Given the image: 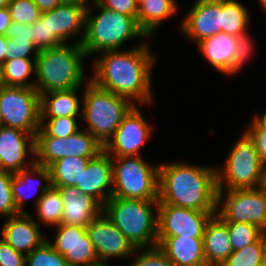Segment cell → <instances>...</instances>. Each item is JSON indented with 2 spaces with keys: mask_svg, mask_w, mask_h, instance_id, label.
<instances>
[{
  "mask_svg": "<svg viewBox=\"0 0 266 266\" xmlns=\"http://www.w3.org/2000/svg\"><path fill=\"white\" fill-rule=\"evenodd\" d=\"M216 169L217 207L219 208L224 194V183L227 190L260 188L265 182V167L261 164L253 140L246 132L233 146L225 165ZM225 181V182H224ZM220 203V204H219Z\"/></svg>",
  "mask_w": 266,
  "mask_h": 266,
  "instance_id": "7",
  "label": "cell"
},
{
  "mask_svg": "<svg viewBox=\"0 0 266 266\" xmlns=\"http://www.w3.org/2000/svg\"><path fill=\"white\" fill-rule=\"evenodd\" d=\"M85 50L79 42L40 50L36 57L35 88L40 95L80 88L84 81Z\"/></svg>",
  "mask_w": 266,
  "mask_h": 266,
  "instance_id": "3",
  "label": "cell"
},
{
  "mask_svg": "<svg viewBox=\"0 0 266 266\" xmlns=\"http://www.w3.org/2000/svg\"><path fill=\"white\" fill-rule=\"evenodd\" d=\"M0 266H26V255L16 251L3 238H1Z\"/></svg>",
  "mask_w": 266,
  "mask_h": 266,
  "instance_id": "41",
  "label": "cell"
},
{
  "mask_svg": "<svg viewBox=\"0 0 266 266\" xmlns=\"http://www.w3.org/2000/svg\"><path fill=\"white\" fill-rule=\"evenodd\" d=\"M181 27L197 43L221 32V0H197Z\"/></svg>",
  "mask_w": 266,
  "mask_h": 266,
  "instance_id": "19",
  "label": "cell"
},
{
  "mask_svg": "<svg viewBox=\"0 0 266 266\" xmlns=\"http://www.w3.org/2000/svg\"><path fill=\"white\" fill-rule=\"evenodd\" d=\"M36 70V62L29 58L6 60L2 65L4 86L35 87V82H28L29 76Z\"/></svg>",
  "mask_w": 266,
  "mask_h": 266,
  "instance_id": "30",
  "label": "cell"
},
{
  "mask_svg": "<svg viewBox=\"0 0 266 266\" xmlns=\"http://www.w3.org/2000/svg\"><path fill=\"white\" fill-rule=\"evenodd\" d=\"M87 0H60L61 3H64V4H77V5H83V6H86L87 8L90 6V5H86L85 2Z\"/></svg>",
  "mask_w": 266,
  "mask_h": 266,
  "instance_id": "49",
  "label": "cell"
},
{
  "mask_svg": "<svg viewBox=\"0 0 266 266\" xmlns=\"http://www.w3.org/2000/svg\"><path fill=\"white\" fill-rule=\"evenodd\" d=\"M249 12L236 0H221V32L238 37H249Z\"/></svg>",
  "mask_w": 266,
  "mask_h": 266,
  "instance_id": "29",
  "label": "cell"
},
{
  "mask_svg": "<svg viewBox=\"0 0 266 266\" xmlns=\"http://www.w3.org/2000/svg\"><path fill=\"white\" fill-rule=\"evenodd\" d=\"M41 12L52 10L61 4L60 0H32Z\"/></svg>",
  "mask_w": 266,
  "mask_h": 266,
  "instance_id": "46",
  "label": "cell"
},
{
  "mask_svg": "<svg viewBox=\"0 0 266 266\" xmlns=\"http://www.w3.org/2000/svg\"><path fill=\"white\" fill-rule=\"evenodd\" d=\"M266 264V233L255 243L232 252L220 266H262Z\"/></svg>",
  "mask_w": 266,
  "mask_h": 266,
  "instance_id": "32",
  "label": "cell"
},
{
  "mask_svg": "<svg viewBox=\"0 0 266 266\" xmlns=\"http://www.w3.org/2000/svg\"><path fill=\"white\" fill-rule=\"evenodd\" d=\"M111 197L158 200L159 166H151L141 156L113 157Z\"/></svg>",
  "mask_w": 266,
  "mask_h": 266,
  "instance_id": "8",
  "label": "cell"
},
{
  "mask_svg": "<svg viewBox=\"0 0 266 266\" xmlns=\"http://www.w3.org/2000/svg\"><path fill=\"white\" fill-rule=\"evenodd\" d=\"M93 3L101 12L91 16V7L87 8L85 36L81 44L86 56L100 51L118 50L133 37H148L134 17L105 8L96 0Z\"/></svg>",
  "mask_w": 266,
  "mask_h": 266,
  "instance_id": "5",
  "label": "cell"
},
{
  "mask_svg": "<svg viewBox=\"0 0 266 266\" xmlns=\"http://www.w3.org/2000/svg\"><path fill=\"white\" fill-rule=\"evenodd\" d=\"M157 246L174 266H207L203 238L157 237Z\"/></svg>",
  "mask_w": 266,
  "mask_h": 266,
  "instance_id": "23",
  "label": "cell"
},
{
  "mask_svg": "<svg viewBox=\"0 0 266 266\" xmlns=\"http://www.w3.org/2000/svg\"><path fill=\"white\" fill-rule=\"evenodd\" d=\"M10 0H0V9L8 7Z\"/></svg>",
  "mask_w": 266,
  "mask_h": 266,
  "instance_id": "50",
  "label": "cell"
},
{
  "mask_svg": "<svg viewBox=\"0 0 266 266\" xmlns=\"http://www.w3.org/2000/svg\"><path fill=\"white\" fill-rule=\"evenodd\" d=\"M48 120L46 124L41 123L40 128L49 136L64 138L79 131L76 117H58L49 118Z\"/></svg>",
  "mask_w": 266,
  "mask_h": 266,
  "instance_id": "36",
  "label": "cell"
},
{
  "mask_svg": "<svg viewBox=\"0 0 266 266\" xmlns=\"http://www.w3.org/2000/svg\"><path fill=\"white\" fill-rule=\"evenodd\" d=\"M228 231L233 252L257 242L265 234L258 226L248 223H228Z\"/></svg>",
  "mask_w": 266,
  "mask_h": 266,
  "instance_id": "33",
  "label": "cell"
},
{
  "mask_svg": "<svg viewBox=\"0 0 266 266\" xmlns=\"http://www.w3.org/2000/svg\"><path fill=\"white\" fill-rule=\"evenodd\" d=\"M52 91L40 95V121L58 117H76L79 115L80 101L77 97V90ZM50 97V98H49Z\"/></svg>",
  "mask_w": 266,
  "mask_h": 266,
  "instance_id": "25",
  "label": "cell"
},
{
  "mask_svg": "<svg viewBox=\"0 0 266 266\" xmlns=\"http://www.w3.org/2000/svg\"><path fill=\"white\" fill-rule=\"evenodd\" d=\"M38 227L28 212L19 213L4 222L2 238L16 251L28 255L47 241Z\"/></svg>",
  "mask_w": 266,
  "mask_h": 266,
  "instance_id": "22",
  "label": "cell"
},
{
  "mask_svg": "<svg viewBox=\"0 0 266 266\" xmlns=\"http://www.w3.org/2000/svg\"><path fill=\"white\" fill-rule=\"evenodd\" d=\"M0 109L3 126L31 135H36L40 129V94L35 87L2 86Z\"/></svg>",
  "mask_w": 266,
  "mask_h": 266,
  "instance_id": "9",
  "label": "cell"
},
{
  "mask_svg": "<svg viewBox=\"0 0 266 266\" xmlns=\"http://www.w3.org/2000/svg\"><path fill=\"white\" fill-rule=\"evenodd\" d=\"M78 156H69L56 160L49 166L52 186H77L89 160Z\"/></svg>",
  "mask_w": 266,
  "mask_h": 266,
  "instance_id": "28",
  "label": "cell"
},
{
  "mask_svg": "<svg viewBox=\"0 0 266 266\" xmlns=\"http://www.w3.org/2000/svg\"><path fill=\"white\" fill-rule=\"evenodd\" d=\"M8 8L12 21L24 25L34 24L42 13L32 0H10Z\"/></svg>",
  "mask_w": 266,
  "mask_h": 266,
  "instance_id": "35",
  "label": "cell"
},
{
  "mask_svg": "<svg viewBox=\"0 0 266 266\" xmlns=\"http://www.w3.org/2000/svg\"><path fill=\"white\" fill-rule=\"evenodd\" d=\"M203 247L207 266H220L233 252L228 222L217 214L212 215L205 226Z\"/></svg>",
  "mask_w": 266,
  "mask_h": 266,
  "instance_id": "24",
  "label": "cell"
},
{
  "mask_svg": "<svg viewBox=\"0 0 266 266\" xmlns=\"http://www.w3.org/2000/svg\"><path fill=\"white\" fill-rule=\"evenodd\" d=\"M157 210V237L203 238L208 220L217 213L192 210L162 202H159Z\"/></svg>",
  "mask_w": 266,
  "mask_h": 266,
  "instance_id": "13",
  "label": "cell"
},
{
  "mask_svg": "<svg viewBox=\"0 0 266 266\" xmlns=\"http://www.w3.org/2000/svg\"><path fill=\"white\" fill-rule=\"evenodd\" d=\"M253 120L260 128L266 130V112L262 116L254 117Z\"/></svg>",
  "mask_w": 266,
  "mask_h": 266,
  "instance_id": "48",
  "label": "cell"
},
{
  "mask_svg": "<svg viewBox=\"0 0 266 266\" xmlns=\"http://www.w3.org/2000/svg\"><path fill=\"white\" fill-rule=\"evenodd\" d=\"M217 191L216 169L184 162L159 165L158 202L216 212Z\"/></svg>",
  "mask_w": 266,
  "mask_h": 266,
  "instance_id": "2",
  "label": "cell"
},
{
  "mask_svg": "<svg viewBox=\"0 0 266 266\" xmlns=\"http://www.w3.org/2000/svg\"><path fill=\"white\" fill-rule=\"evenodd\" d=\"M84 92L82 112L88 124L87 131L104 146L135 104L98 87L90 79Z\"/></svg>",
  "mask_w": 266,
  "mask_h": 266,
  "instance_id": "6",
  "label": "cell"
},
{
  "mask_svg": "<svg viewBox=\"0 0 266 266\" xmlns=\"http://www.w3.org/2000/svg\"><path fill=\"white\" fill-rule=\"evenodd\" d=\"M8 38L6 35H0V66L8 59Z\"/></svg>",
  "mask_w": 266,
  "mask_h": 266,
  "instance_id": "47",
  "label": "cell"
},
{
  "mask_svg": "<svg viewBox=\"0 0 266 266\" xmlns=\"http://www.w3.org/2000/svg\"><path fill=\"white\" fill-rule=\"evenodd\" d=\"M32 42L39 51L63 45L55 35H49L48 20L42 17L32 24Z\"/></svg>",
  "mask_w": 266,
  "mask_h": 266,
  "instance_id": "38",
  "label": "cell"
},
{
  "mask_svg": "<svg viewBox=\"0 0 266 266\" xmlns=\"http://www.w3.org/2000/svg\"><path fill=\"white\" fill-rule=\"evenodd\" d=\"M57 138L47 135L41 128L35 135L36 164L49 167L58 159L69 156L93 158L103 150L102 144L88 131Z\"/></svg>",
  "mask_w": 266,
  "mask_h": 266,
  "instance_id": "10",
  "label": "cell"
},
{
  "mask_svg": "<svg viewBox=\"0 0 266 266\" xmlns=\"http://www.w3.org/2000/svg\"><path fill=\"white\" fill-rule=\"evenodd\" d=\"M31 173H35L36 175H38V181L36 179V183L35 180H33L34 182L31 183L32 177ZM41 176V177H40ZM46 180L48 183L45 184V186H41L42 183V179ZM39 191V189L41 188V194H43L45 191H47L51 186V172L49 167H44L42 165L33 163L29 169H23L18 171L17 173L13 174V178H12V184H11V191L13 194V198H14V203L16 205V209L19 213H26V211H24L23 209V205H24V200L29 197L28 193H30V191L34 190ZM26 188L28 192H26V194H24V190L26 191ZM34 192V191H33ZM32 194V193H30ZM33 195V194H32Z\"/></svg>",
  "mask_w": 266,
  "mask_h": 266,
  "instance_id": "26",
  "label": "cell"
},
{
  "mask_svg": "<svg viewBox=\"0 0 266 266\" xmlns=\"http://www.w3.org/2000/svg\"><path fill=\"white\" fill-rule=\"evenodd\" d=\"M101 6L137 20L138 0H96Z\"/></svg>",
  "mask_w": 266,
  "mask_h": 266,
  "instance_id": "42",
  "label": "cell"
},
{
  "mask_svg": "<svg viewBox=\"0 0 266 266\" xmlns=\"http://www.w3.org/2000/svg\"><path fill=\"white\" fill-rule=\"evenodd\" d=\"M253 140L256 151L258 152L261 164L266 168V130L260 128L254 121L250 128L245 131Z\"/></svg>",
  "mask_w": 266,
  "mask_h": 266,
  "instance_id": "43",
  "label": "cell"
},
{
  "mask_svg": "<svg viewBox=\"0 0 266 266\" xmlns=\"http://www.w3.org/2000/svg\"><path fill=\"white\" fill-rule=\"evenodd\" d=\"M8 59L11 60L14 58H29V54L34 52V59L38 55L39 50L35 47L33 42H28V40H12V38H8Z\"/></svg>",
  "mask_w": 266,
  "mask_h": 266,
  "instance_id": "40",
  "label": "cell"
},
{
  "mask_svg": "<svg viewBox=\"0 0 266 266\" xmlns=\"http://www.w3.org/2000/svg\"><path fill=\"white\" fill-rule=\"evenodd\" d=\"M6 37L12 38V40H28V42H32V24L24 25L12 21L6 33Z\"/></svg>",
  "mask_w": 266,
  "mask_h": 266,
  "instance_id": "44",
  "label": "cell"
},
{
  "mask_svg": "<svg viewBox=\"0 0 266 266\" xmlns=\"http://www.w3.org/2000/svg\"><path fill=\"white\" fill-rule=\"evenodd\" d=\"M264 186L266 187V168H265V182H264Z\"/></svg>",
  "mask_w": 266,
  "mask_h": 266,
  "instance_id": "55",
  "label": "cell"
},
{
  "mask_svg": "<svg viewBox=\"0 0 266 266\" xmlns=\"http://www.w3.org/2000/svg\"><path fill=\"white\" fill-rule=\"evenodd\" d=\"M26 266H69L66 259L58 253L50 241H45L40 247L26 255Z\"/></svg>",
  "mask_w": 266,
  "mask_h": 266,
  "instance_id": "34",
  "label": "cell"
},
{
  "mask_svg": "<svg viewBox=\"0 0 266 266\" xmlns=\"http://www.w3.org/2000/svg\"><path fill=\"white\" fill-rule=\"evenodd\" d=\"M130 266H174L160 248H149L136 258Z\"/></svg>",
  "mask_w": 266,
  "mask_h": 266,
  "instance_id": "39",
  "label": "cell"
},
{
  "mask_svg": "<svg viewBox=\"0 0 266 266\" xmlns=\"http://www.w3.org/2000/svg\"><path fill=\"white\" fill-rule=\"evenodd\" d=\"M112 184V159L102 150L89 160L76 188L91 195L103 206L112 196L113 188H109Z\"/></svg>",
  "mask_w": 266,
  "mask_h": 266,
  "instance_id": "20",
  "label": "cell"
},
{
  "mask_svg": "<svg viewBox=\"0 0 266 266\" xmlns=\"http://www.w3.org/2000/svg\"><path fill=\"white\" fill-rule=\"evenodd\" d=\"M176 9L175 0H138L137 23L149 37Z\"/></svg>",
  "mask_w": 266,
  "mask_h": 266,
  "instance_id": "27",
  "label": "cell"
},
{
  "mask_svg": "<svg viewBox=\"0 0 266 266\" xmlns=\"http://www.w3.org/2000/svg\"><path fill=\"white\" fill-rule=\"evenodd\" d=\"M86 11L87 7L83 5L61 3L52 10L42 12L41 17L48 20L49 35H55L62 44L83 28L82 39L78 41L82 44L85 36Z\"/></svg>",
  "mask_w": 266,
  "mask_h": 266,
  "instance_id": "21",
  "label": "cell"
},
{
  "mask_svg": "<svg viewBox=\"0 0 266 266\" xmlns=\"http://www.w3.org/2000/svg\"><path fill=\"white\" fill-rule=\"evenodd\" d=\"M36 212L42 222L49 225H60L63 214V202L59 191L51 186L43 194L37 197Z\"/></svg>",
  "mask_w": 266,
  "mask_h": 266,
  "instance_id": "31",
  "label": "cell"
},
{
  "mask_svg": "<svg viewBox=\"0 0 266 266\" xmlns=\"http://www.w3.org/2000/svg\"><path fill=\"white\" fill-rule=\"evenodd\" d=\"M4 86L3 80H2V66H0V88Z\"/></svg>",
  "mask_w": 266,
  "mask_h": 266,
  "instance_id": "51",
  "label": "cell"
},
{
  "mask_svg": "<svg viewBox=\"0 0 266 266\" xmlns=\"http://www.w3.org/2000/svg\"><path fill=\"white\" fill-rule=\"evenodd\" d=\"M50 245L66 259L69 266H92L99 263L86 228L60 224Z\"/></svg>",
  "mask_w": 266,
  "mask_h": 266,
  "instance_id": "16",
  "label": "cell"
},
{
  "mask_svg": "<svg viewBox=\"0 0 266 266\" xmlns=\"http://www.w3.org/2000/svg\"><path fill=\"white\" fill-rule=\"evenodd\" d=\"M3 126V122H2V112H1V109H0V127Z\"/></svg>",
  "mask_w": 266,
  "mask_h": 266,
  "instance_id": "53",
  "label": "cell"
},
{
  "mask_svg": "<svg viewBox=\"0 0 266 266\" xmlns=\"http://www.w3.org/2000/svg\"><path fill=\"white\" fill-rule=\"evenodd\" d=\"M86 231L94 245L99 263L106 264V260L111 257L126 258L139 250L103 212L86 227Z\"/></svg>",
  "mask_w": 266,
  "mask_h": 266,
  "instance_id": "15",
  "label": "cell"
},
{
  "mask_svg": "<svg viewBox=\"0 0 266 266\" xmlns=\"http://www.w3.org/2000/svg\"><path fill=\"white\" fill-rule=\"evenodd\" d=\"M153 205L158 207V200L111 197L102 212L137 249L148 245L154 248L157 247L158 215L155 216Z\"/></svg>",
  "mask_w": 266,
  "mask_h": 266,
  "instance_id": "4",
  "label": "cell"
},
{
  "mask_svg": "<svg viewBox=\"0 0 266 266\" xmlns=\"http://www.w3.org/2000/svg\"><path fill=\"white\" fill-rule=\"evenodd\" d=\"M151 126L134 105L124 116L114 135L103 146L112 157L139 156L140 148L151 134Z\"/></svg>",
  "mask_w": 266,
  "mask_h": 266,
  "instance_id": "14",
  "label": "cell"
},
{
  "mask_svg": "<svg viewBox=\"0 0 266 266\" xmlns=\"http://www.w3.org/2000/svg\"><path fill=\"white\" fill-rule=\"evenodd\" d=\"M260 4L262 5V7L264 8V10L266 11V0H260Z\"/></svg>",
  "mask_w": 266,
  "mask_h": 266,
  "instance_id": "52",
  "label": "cell"
},
{
  "mask_svg": "<svg viewBox=\"0 0 266 266\" xmlns=\"http://www.w3.org/2000/svg\"><path fill=\"white\" fill-rule=\"evenodd\" d=\"M94 63V77L98 87L125 97L130 101H152L151 68L154 57L148 45L131 50H108ZM132 99V100H131Z\"/></svg>",
  "mask_w": 266,
  "mask_h": 266,
  "instance_id": "1",
  "label": "cell"
},
{
  "mask_svg": "<svg viewBox=\"0 0 266 266\" xmlns=\"http://www.w3.org/2000/svg\"><path fill=\"white\" fill-rule=\"evenodd\" d=\"M35 156V135L18 128L0 127V169L17 173L35 163V159L26 165V155ZM26 165V166H25Z\"/></svg>",
  "mask_w": 266,
  "mask_h": 266,
  "instance_id": "17",
  "label": "cell"
},
{
  "mask_svg": "<svg viewBox=\"0 0 266 266\" xmlns=\"http://www.w3.org/2000/svg\"><path fill=\"white\" fill-rule=\"evenodd\" d=\"M92 266H107L105 263H98L96 265H92Z\"/></svg>",
  "mask_w": 266,
  "mask_h": 266,
  "instance_id": "54",
  "label": "cell"
},
{
  "mask_svg": "<svg viewBox=\"0 0 266 266\" xmlns=\"http://www.w3.org/2000/svg\"><path fill=\"white\" fill-rule=\"evenodd\" d=\"M12 19L8 7L0 9V35H6Z\"/></svg>",
  "mask_w": 266,
  "mask_h": 266,
  "instance_id": "45",
  "label": "cell"
},
{
  "mask_svg": "<svg viewBox=\"0 0 266 266\" xmlns=\"http://www.w3.org/2000/svg\"><path fill=\"white\" fill-rule=\"evenodd\" d=\"M219 215L228 223H248L266 233V187L227 190Z\"/></svg>",
  "mask_w": 266,
  "mask_h": 266,
  "instance_id": "12",
  "label": "cell"
},
{
  "mask_svg": "<svg viewBox=\"0 0 266 266\" xmlns=\"http://www.w3.org/2000/svg\"><path fill=\"white\" fill-rule=\"evenodd\" d=\"M12 178L13 173L0 169V214L8 218L19 214L11 191Z\"/></svg>",
  "mask_w": 266,
  "mask_h": 266,
  "instance_id": "37",
  "label": "cell"
},
{
  "mask_svg": "<svg viewBox=\"0 0 266 266\" xmlns=\"http://www.w3.org/2000/svg\"><path fill=\"white\" fill-rule=\"evenodd\" d=\"M197 45L208 62L227 75L241 70L247 57L251 55L253 46L250 37H238L224 32L201 40Z\"/></svg>",
  "mask_w": 266,
  "mask_h": 266,
  "instance_id": "11",
  "label": "cell"
},
{
  "mask_svg": "<svg viewBox=\"0 0 266 266\" xmlns=\"http://www.w3.org/2000/svg\"><path fill=\"white\" fill-rule=\"evenodd\" d=\"M53 187L59 191L64 206L61 224L86 228L102 213L103 206L75 186Z\"/></svg>",
  "mask_w": 266,
  "mask_h": 266,
  "instance_id": "18",
  "label": "cell"
}]
</instances>
